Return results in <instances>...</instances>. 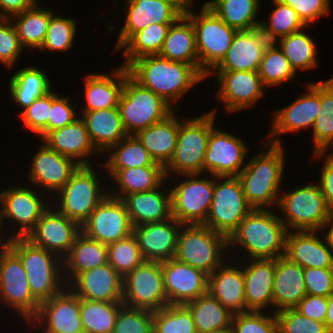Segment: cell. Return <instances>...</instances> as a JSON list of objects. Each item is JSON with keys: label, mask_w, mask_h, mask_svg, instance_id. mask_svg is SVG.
Here are the masks:
<instances>
[{"label": "cell", "mask_w": 333, "mask_h": 333, "mask_svg": "<svg viewBox=\"0 0 333 333\" xmlns=\"http://www.w3.org/2000/svg\"><path fill=\"white\" fill-rule=\"evenodd\" d=\"M67 289L68 286L51 299L42 302L37 314L30 320L45 325L44 333H84L80 298L70 288Z\"/></svg>", "instance_id": "obj_21"}, {"label": "cell", "mask_w": 333, "mask_h": 333, "mask_svg": "<svg viewBox=\"0 0 333 333\" xmlns=\"http://www.w3.org/2000/svg\"><path fill=\"white\" fill-rule=\"evenodd\" d=\"M276 8L270 15V22L262 21L260 29L270 42L278 44V37H284L301 31L307 25L303 22L298 13L289 5L279 0H273Z\"/></svg>", "instance_id": "obj_49"}, {"label": "cell", "mask_w": 333, "mask_h": 333, "mask_svg": "<svg viewBox=\"0 0 333 333\" xmlns=\"http://www.w3.org/2000/svg\"><path fill=\"white\" fill-rule=\"evenodd\" d=\"M125 24L120 30L115 51L136 32L149 24H173L183 14L171 3L162 0H127Z\"/></svg>", "instance_id": "obj_24"}, {"label": "cell", "mask_w": 333, "mask_h": 333, "mask_svg": "<svg viewBox=\"0 0 333 333\" xmlns=\"http://www.w3.org/2000/svg\"><path fill=\"white\" fill-rule=\"evenodd\" d=\"M51 107V91L37 98L29 107L20 112V118L27 129L41 135L48 133V116Z\"/></svg>", "instance_id": "obj_57"}, {"label": "cell", "mask_w": 333, "mask_h": 333, "mask_svg": "<svg viewBox=\"0 0 333 333\" xmlns=\"http://www.w3.org/2000/svg\"><path fill=\"white\" fill-rule=\"evenodd\" d=\"M113 333H153V312L123 305Z\"/></svg>", "instance_id": "obj_54"}, {"label": "cell", "mask_w": 333, "mask_h": 333, "mask_svg": "<svg viewBox=\"0 0 333 333\" xmlns=\"http://www.w3.org/2000/svg\"><path fill=\"white\" fill-rule=\"evenodd\" d=\"M0 299L12 306L28 322L40 303L33 297L20 258L10 249H0Z\"/></svg>", "instance_id": "obj_14"}, {"label": "cell", "mask_w": 333, "mask_h": 333, "mask_svg": "<svg viewBox=\"0 0 333 333\" xmlns=\"http://www.w3.org/2000/svg\"><path fill=\"white\" fill-rule=\"evenodd\" d=\"M215 110L200 117L179 120L178 140L174 154L164 167L169 174H201L211 129L214 127ZM181 121V122H180ZM171 173H170V172Z\"/></svg>", "instance_id": "obj_6"}, {"label": "cell", "mask_w": 333, "mask_h": 333, "mask_svg": "<svg viewBox=\"0 0 333 333\" xmlns=\"http://www.w3.org/2000/svg\"><path fill=\"white\" fill-rule=\"evenodd\" d=\"M278 43L296 72L318 66L315 42L303 30L281 37Z\"/></svg>", "instance_id": "obj_48"}, {"label": "cell", "mask_w": 333, "mask_h": 333, "mask_svg": "<svg viewBox=\"0 0 333 333\" xmlns=\"http://www.w3.org/2000/svg\"><path fill=\"white\" fill-rule=\"evenodd\" d=\"M210 333H234L232 327L221 329V330H216Z\"/></svg>", "instance_id": "obj_69"}, {"label": "cell", "mask_w": 333, "mask_h": 333, "mask_svg": "<svg viewBox=\"0 0 333 333\" xmlns=\"http://www.w3.org/2000/svg\"><path fill=\"white\" fill-rule=\"evenodd\" d=\"M71 98L60 97L51 90V107L48 116V132L73 123L78 115L71 104Z\"/></svg>", "instance_id": "obj_60"}, {"label": "cell", "mask_w": 333, "mask_h": 333, "mask_svg": "<svg viewBox=\"0 0 333 333\" xmlns=\"http://www.w3.org/2000/svg\"><path fill=\"white\" fill-rule=\"evenodd\" d=\"M122 303L152 312L168 305L161 262L144 260L123 277Z\"/></svg>", "instance_id": "obj_12"}, {"label": "cell", "mask_w": 333, "mask_h": 333, "mask_svg": "<svg viewBox=\"0 0 333 333\" xmlns=\"http://www.w3.org/2000/svg\"><path fill=\"white\" fill-rule=\"evenodd\" d=\"M156 189L125 195L121 200L128 211L133 227L160 222L172 217L171 192Z\"/></svg>", "instance_id": "obj_33"}, {"label": "cell", "mask_w": 333, "mask_h": 333, "mask_svg": "<svg viewBox=\"0 0 333 333\" xmlns=\"http://www.w3.org/2000/svg\"><path fill=\"white\" fill-rule=\"evenodd\" d=\"M174 217L133 227L144 260L164 262L174 258L178 234L182 227Z\"/></svg>", "instance_id": "obj_23"}, {"label": "cell", "mask_w": 333, "mask_h": 333, "mask_svg": "<svg viewBox=\"0 0 333 333\" xmlns=\"http://www.w3.org/2000/svg\"><path fill=\"white\" fill-rule=\"evenodd\" d=\"M259 0H211L204 3L228 26L237 31H247L260 27L256 17Z\"/></svg>", "instance_id": "obj_40"}, {"label": "cell", "mask_w": 333, "mask_h": 333, "mask_svg": "<svg viewBox=\"0 0 333 333\" xmlns=\"http://www.w3.org/2000/svg\"><path fill=\"white\" fill-rule=\"evenodd\" d=\"M287 230L270 209H253L229 237L228 247L240 245L251 259H276L285 254Z\"/></svg>", "instance_id": "obj_3"}, {"label": "cell", "mask_w": 333, "mask_h": 333, "mask_svg": "<svg viewBox=\"0 0 333 333\" xmlns=\"http://www.w3.org/2000/svg\"><path fill=\"white\" fill-rule=\"evenodd\" d=\"M328 330L333 333V295L328 297V311L325 318Z\"/></svg>", "instance_id": "obj_66"}, {"label": "cell", "mask_w": 333, "mask_h": 333, "mask_svg": "<svg viewBox=\"0 0 333 333\" xmlns=\"http://www.w3.org/2000/svg\"><path fill=\"white\" fill-rule=\"evenodd\" d=\"M289 5L301 17L306 25H310L322 15L330 12L329 0H279Z\"/></svg>", "instance_id": "obj_61"}, {"label": "cell", "mask_w": 333, "mask_h": 333, "mask_svg": "<svg viewBox=\"0 0 333 333\" xmlns=\"http://www.w3.org/2000/svg\"><path fill=\"white\" fill-rule=\"evenodd\" d=\"M69 284L80 299L122 302L123 278L109 263L79 273Z\"/></svg>", "instance_id": "obj_25"}, {"label": "cell", "mask_w": 333, "mask_h": 333, "mask_svg": "<svg viewBox=\"0 0 333 333\" xmlns=\"http://www.w3.org/2000/svg\"><path fill=\"white\" fill-rule=\"evenodd\" d=\"M330 226L328 233L326 234V239L328 241L329 247L331 251L333 252V214L329 218L328 222L326 223L325 227Z\"/></svg>", "instance_id": "obj_67"}, {"label": "cell", "mask_w": 333, "mask_h": 333, "mask_svg": "<svg viewBox=\"0 0 333 333\" xmlns=\"http://www.w3.org/2000/svg\"><path fill=\"white\" fill-rule=\"evenodd\" d=\"M269 315H265L263 311L234 314L231 327L234 333H278L275 313Z\"/></svg>", "instance_id": "obj_55"}, {"label": "cell", "mask_w": 333, "mask_h": 333, "mask_svg": "<svg viewBox=\"0 0 333 333\" xmlns=\"http://www.w3.org/2000/svg\"><path fill=\"white\" fill-rule=\"evenodd\" d=\"M274 313L277 319L278 333H331L324 322L311 320L294 308Z\"/></svg>", "instance_id": "obj_56"}, {"label": "cell", "mask_w": 333, "mask_h": 333, "mask_svg": "<svg viewBox=\"0 0 333 333\" xmlns=\"http://www.w3.org/2000/svg\"><path fill=\"white\" fill-rule=\"evenodd\" d=\"M270 41L260 27L237 31L225 57L213 69L216 71L258 72L264 51Z\"/></svg>", "instance_id": "obj_26"}, {"label": "cell", "mask_w": 333, "mask_h": 333, "mask_svg": "<svg viewBox=\"0 0 333 333\" xmlns=\"http://www.w3.org/2000/svg\"><path fill=\"white\" fill-rule=\"evenodd\" d=\"M81 119L85 123L91 143L99 153L107 152L111 146L128 136L118 107L82 111Z\"/></svg>", "instance_id": "obj_34"}, {"label": "cell", "mask_w": 333, "mask_h": 333, "mask_svg": "<svg viewBox=\"0 0 333 333\" xmlns=\"http://www.w3.org/2000/svg\"><path fill=\"white\" fill-rule=\"evenodd\" d=\"M171 24H149L147 28L134 33L120 48H124L127 67L132 61L146 55L159 54Z\"/></svg>", "instance_id": "obj_46"}, {"label": "cell", "mask_w": 333, "mask_h": 333, "mask_svg": "<svg viewBox=\"0 0 333 333\" xmlns=\"http://www.w3.org/2000/svg\"><path fill=\"white\" fill-rule=\"evenodd\" d=\"M98 180L92 165H80L70 180L57 192L60 194L59 204L54 208L81 227L109 193L101 190V182Z\"/></svg>", "instance_id": "obj_11"}, {"label": "cell", "mask_w": 333, "mask_h": 333, "mask_svg": "<svg viewBox=\"0 0 333 333\" xmlns=\"http://www.w3.org/2000/svg\"><path fill=\"white\" fill-rule=\"evenodd\" d=\"M208 292L233 315L247 312L245 281L241 267L222 263L208 275Z\"/></svg>", "instance_id": "obj_32"}, {"label": "cell", "mask_w": 333, "mask_h": 333, "mask_svg": "<svg viewBox=\"0 0 333 333\" xmlns=\"http://www.w3.org/2000/svg\"><path fill=\"white\" fill-rule=\"evenodd\" d=\"M80 232L81 227L75 221L49 207L25 238L64 259Z\"/></svg>", "instance_id": "obj_17"}, {"label": "cell", "mask_w": 333, "mask_h": 333, "mask_svg": "<svg viewBox=\"0 0 333 333\" xmlns=\"http://www.w3.org/2000/svg\"><path fill=\"white\" fill-rule=\"evenodd\" d=\"M122 302L80 299V316L84 333H113Z\"/></svg>", "instance_id": "obj_45"}, {"label": "cell", "mask_w": 333, "mask_h": 333, "mask_svg": "<svg viewBox=\"0 0 333 333\" xmlns=\"http://www.w3.org/2000/svg\"><path fill=\"white\" fill-rule=\"evenodd\" d=\"M168 305H185L208 292V274L175 258L161 262Z\"/></svg>", "instance_id": "obj_18"}, {"label": "cell", "mask_w": 333, "mask_h": 333, "mask_svg": "<svg viewBox=\"0 0 333 333\" xmlns=\"http://www.w3.org/2000/svg\"><path fill=\"white\" fill-rule=\"evenodd\" d=\"M37 3L30 9L16 14L10 19L16 20L13 24L16 28L18 38L23 47L40 49L46 38L50 17L53 15L51 9L40 8Z\"/></svg>", "instance_id": "obj_43"}, {"label": "cell", "mask_w": 333, "mask_h": 333, "mask_svg": "<svg viewBox=\"0 0 333 333\" xmlns=\"http://www.w3.org/2000/svg\"><path fill=\"white\" fill-rule=\"evenodd\" d=\"M107 249L108 263L122 278L144 261L133 233L107 245Z\"/></svg>", "instance_id": "obj_52"}, {"label": "cell", "mask_w": 333, "mask_h": 333, "mask_svg": "<svg viewBox=\"0 0 333 333\" xmlns=\"http://www.w3.org/2000/svg\"><path fill=\"white\" fill-rule=\"evenodd\" d=\"M111 149H113V153H110V158L105 164L107 169L163 166L152 159L147 149L135 135H128L118 144L111 146L107 151L112 152Z\"/></svg>", "instance_id": "obj_47"}, {"label": "cell", "mask_w": 333, "mask_h": 333, "mask_svg": "<svg viewBox=\"0 0 333 333\" xmlns=\"http://www.w3.org/2000/svg\"><path fill=\"white\" fill-rule=\"evenodd\" d=\"M41 195L28 187H13L0 192L1 218L10 219L20 227L12 237H26L48 209ZM46 203V204H45Z\"/></svg>", "instance_id": "obj_20"}, {"label": "cell", "mask_w": 333, "mask_h": 333, "mask_svg": "<svg viewBox=\"0 0 333 333\" xmlns=\"http://www.w3.org/2000/svg\"><path fill=\"white\" fill-rule=\"evenodd\" d=\"M306 86L307 93L274 112L273 125L269 132V138H271L268 143L281 145V140L276 138L280 134L313 127L320 111V81Z\"/></svg>", "instance_id": "obj_19"}, {"label": "cell", "mask_w": 333, "mask_h": 333, "mask_svg": "<svg viewBox=\"0 0 333 333\" xmlns=\"http://www.w3.org/2000/svg\"><path fill=\"white\" fill-rule=\"evenodd\" d=\"M2 222H3V219L1 218V213H0V233H1V230H2V227H3V224H2ZM9 239H7L6 241H4L5 243H3L2 241H3V238H0V239H2L1 241H0V245L2 246V250H6V249H8L9 248V245H10V241H11V237H8Z\"/></svg>", "instance_id": "obj_68"}, {"label": "cell", "mask_w": 333, "mask_h": 333, "mask_svg": "<svg viewBox=\"0 0 333 333\" xmlns=\"http://www.w3.org/2000/svg\"><path fill=\"white\" fill-rule=\"evenodd\" d=\"M200 175L182 174L186 181L176 182L169 189L172 217L183 225L203 224L207 218L214 195V180L199 178Z\"/></svg>", "instance_id": "obj_13"}, {"label": "cell", "mask_w": 333, "mask_h": 333, "mask_svg": "<svg viewBox=\"0 0 333 333\" xmlns=\"http://www.w3.org/2000/svg\"><path fill=\"white\" fill-rule=\"evenodd\" d=\"M41 140L50 149L74 159L80 165H91L88 162L89 158L86 160L84 157H88L90 154H100L91 143L81 117L67 126L49 131Z\"/></svg>", "instance_id": "obj_30"}, {"label": "cell", "mask_w": 333, "mask_h": 333, "mask_svg": "<svg viewBox=\"0 0 333 333\" xmlns=\"http://www.w3.org/2000/svg\"><path fill=\"white\" fill-rule=\"evenodd\" d=\"M162 1L173 4L183 15L190 9L189 6H192L194 2V0H162Z\"/></svg>", "instance_id": "obj_65"}, {"label": "cell", "mask_w": 333, "mask_h": 333, "mask_svg": "<svg viewBox=\"0 0 333 333\" xmlns=\"http://www.w3.org/2000/svg\"><path fill=\"white\" fill-rule=\"evenodd\" d=\"M287 231L284 256L302 268H333V252L316 231ZM324 241V242H323Z\"/></svg>", "instance_id": "obj_28"}, {"label": "cell", "mask_w": 333, "mask_h": 333, "mask_svg": "<svg viewBox=\"0 0 333 333\" xmlns=\"http://www.w3.org/2000/svg\"><path fill=\"white\" fill-rule=\"evenodd\" d=\"M304 281L308 295H333V268H305Z\"/></svg>", "instance_id": "obj_59"}, {"label": "cell", "mask_w": 333, "mask_h": 333, "mask_svg": "<svg viewBox=\"0 0 333 333\" xmlns=\"http://www.w3.org/2000/svg\"><path fill=\"white\" fill-rule=\"evenodd\" d=\"M246 146L240 137L213 127L205 152L203 173L206 170L214 178L238 176L245 167L244 159L248 153Z\"/></svg>", "instance_id": "obj_16"}, {"label": "cell", "mask_w": 333, "mask_h": 333, "mask_svg": "<svg viewBox=\"0 0 333 333\" xmlns=\"http://www.w3.org/2000/svg\"><path fill=\"white\" fill-rule=\"evenodd\" d=\"M282 147L266 143L263 151L251 158L237 176L244 196L253 209H269L266 207L278 205V192L285 166Z\"/></svg>", "instance_id": "obj_2"}, {"label": "cell", "mask_w": 333, "mask_h": 333, "mask_svg": "<svg viewBox=\"0 0 333 333\" xmlns=\"http://www.w3.org/2000/svg\"><path fill=\"white\" fill-rule=\"evenodd\" d=\"M193 316L197 333L231 327L233 314L209 292L185 304Z\"/></svg>", "instance_id": "obj_41"}, {"label": "cell", "mask_w": 333, "mask_h": 333, "mask_svg": "<svg viewBox=\"0 0 333 333\" xmlns=\"http://www.w3.org/2000/svg\"><path fill=\"white\" fill-rule=\"evenodd\" d=\"M227 247L224 235L202 224L182 225L174 258L210 275L226 260L222 255Z\"/></svg>", "instance_id": "obj_9"}, {"label": "cell", "mask_w": 333, "mask_h": 333, "mask_svg": "<svg viewBox=\"0 0 333 333\" xmlns=\"http://www.w3.org/2000/svg\"><path fill=\"white\" fill-rule=\"evenodd\" d=\"M318 183L327 205L333 211V157L329 154L323 165Z\"/></svg>", "instance_id": "obj_63"}, {"label": "cell", "mask_w": 333, "mask_h": 333, "mask_svg": "<svg viewBox=\"0 0 333 333\" xmlns=\"http://www.w3.org/2000/svg\"><path fill=\"white\" fill-rule=\"evenodd\" d=\"M128 75L127 67L123 65L113 71L111 75L104 73L87 75L84 82L87 106L81 111L118 107L125 78Z\"/></svg>", "instance_id": "obj_35"}, {"label": "cell", "mask_w": 333, "mask_h": 333, "mask_svg": "<svg viewBox=\"0 0 333 333\" xmlns=\"http://www.w3.org/2000/svg\"><path fill=\"white\" fill-rule=\"evenodd\" d=\"M252 210L237 176L216 177L213 200L202 225L229 239Z\"/></svg>", "instance_id": "obj_10"}, {"label": "cell", "mask_w": 333, "mask_h": 333, "mask_svg": "<svg viewBox=\"0 0 333 333\" xmlns=\"http://www.w3.org/2000/svg\"><path fill=\"white\" fill-rule=\"evenodd\" d=\"M10 18H0V61L11 68L24 50Z\"/></svg>", "instance_id": "obj_58"}, {"label": "cell", "mask_w": 333, "mask_h": 333, "mask_svg": "<svg viewBox=\"0 0 333 333\" xmlns=\"http://www.w3.org/2000/svg\"><path fill=\"white\" fill-rule=\"evenodd\" d=\"M158 55L171 61L193 65L199 70L195 31L185 15L171 24Z\"/></svg>", "instance_id": "obj_37"}, {"label": "cell", "mask_w": 333, "mask_h": 333, "mask_svg": "<svg viewBox=\"0 0 333 333\" xmlns=\"http://www.w3.org/2000/svg\"><path fill=\"white\" fill-rule=\"evenodd\" d=\"M9 248L20 258L33 297L40 304L65 289L62 286L66 287L67 281L60 278L65 271L61 269L63 259L59 256L34 245L25 237H12Z\"/></svg>", "instance_id": "obj_4"}, {"label": "cell", "mask_w": 333, "mask_h": 333, "mask_svg": "<svg viewBox=\"0 0 333 333\" xmlns=\"http://www.w3.org/2000/svg\"><path fill=\"white\" fill-rule=\"evenodd\" d=\"M313 129L314 156L321 158L333 146V77L320 81V111Z\"/></svg>", "instance_id": "obj_44"}, {"label": "cell", "mask_w": 333, "mask_h": 333, "mask_svg": "<svg viewBox=\"0 0 333 333\" xmlns=\"http://www.w3.org/2000/svg\"><path fill=\"white\" fill-rule=\"evenodd\" d=\"M184 15L195 31L199 71L208 77L225 57L237 30L228 26L205 4L199 13H192L190 8Z\"/></svg>", "instance_id": "obj_8"}, {"label": "cell", "mask_w": 333, "mask_h": 333, "mask_svg": "<svg viewBox=\"0 0 333 333\" xmlns=\"http://www.w3.org/2000/svg\"><path fill=\"white\" fill-rule=\"evenodd\" d=\"M294 309L311 320L325 323L328 311V297L307 294Z\"/></svg>", "instance_id": "obj_62"}, {"label": "cell", "mask_w": 333, "mask_h": 333, "mask_svg": "<svg viewBox=\"0 0 333 333\" xmlns=\"http://www.w3.org/2000/svg\"><path fill=\"white\" fill-rule=\"evenodd\" d=\"M87 237L109 245L133 233V225L124 202L107 195L81 226Z\"/></svg>", "instance_id": "obj_15"}, {"label": "cell", "mask_w": 333, "mask_h": 333, "mask_svg": "<svg viewBox=\"0 0 333 333\" xmlns=\"http://www.w3.org/2000/svg\"><path fill=\"white\" fill-rule=\"evenodd\" d=\"M278 208L284 212L281 221L286 230L317 231L325 225L333 214L327 205L318 183L295 188L292 192L279 195ZM291 227V228H290Z\"/></svg>", "instance_id": "obj_7"}, {"label": "cell", "mask_w": 333, "mask_h": 333, "mask_svg": "<svg viewBox=\"0 0 333 333\" xmlns=\"http://www.w3.org/2000/svg\"><path fill=\"white\" fill-rule=\"evenodd\" d=\"M37 150L29 170L30 182L58 192L71 178L80 164L72 158L50 149L44 142Z\"/></svg>", "instance_id": "obj_27"}, {"label": "cell", "mask_w": 333, "mask_h": 333, "mask_svg": "<svg viewBox=\"0 0 333 333\" xmlns=\"http://www.w3.org/2000/svg\"><path fill=\"white\" fill-rule=\"evenodd\" d=\"M247 311L273 307L275 259H252L243 267Z\"/></svg>", "instance_id": "obj_31"}, {"label": "cell", "mask_w": 333, "mask_h": 333, "mask_svg": "<svg viewBox=\"0 0 333 333\" xmlns=\"http://www.w3.org/2000/svg\"><path fill=\"white\" fill-rule=\"evenodd\" d=\"M75 19L54 14L50 17L46 38L40 50L65 51L73 47L76 25Z\"/></svg>", "instance_id": "obj_53"}, {"label": "cell", "mask_w": 333, "mask_h": 333, "mask_svg": "<svg viewBox=\"0 0 333 333\" xmlns=\"http://www.w3.org/2000/svg\"><path fill=\"white\" fill-rule=\"evenodd\" d=\"M118 110L128 135H136L174 112L162 97L140 85L130 75L125 78Z\"/></svg>", "instance_id": "obj_5"}, {"label": "cell", "mask_w": 333, "mask_h": 333, "mask_svg": "<svg viewBox=\"0 0 333 333\" xmlns=\"http://www.w3.org/2000/svg\"><path fill=\"white\" fill-rule=\"evenodd\" d=\"M218 75V76H217ZM217 97L227 112L249 108L264 94V84L254 71H217Z\"/></svg>", "instance_id": "obj_22"}, {"label": "cell", "mask_w": 333, "mask_h": 333, "mask_svg": "<svg viewBox=\"0 0 333 333\" xmlns=\"http://www.w3.org/2000/svg\"><path fill=\"white\" fill-rule=\"evenodd\" d=\"M127 70L140 85L171 105L206 78L195 66L171 61L158 54L137 58L127 66Z\"/></svg>", "instance_id": "obj_1"}, {"label": "cell", "mask_w": 333, "mask_h": 333, "mask_svg": "<svg viewBox=\"0 0 333 333\" xmlns=\"http://www.w3.org/2000/svg\"><path fill=\"white\" fill-rule=\"evenodd\" d=\"M37 0H0V18H11L32 8ZM3 11V12H2Z\"/></svg>", "instance_id": "obj_64"}, {"label": "cell", "mask_w": 333, "mask_h": 333, "mask_svg": "<svg viewBox=\"0 0 333 333\" xmlns=\"http://www.w3.org/2000/svg\"><path fill=\"white\" fill-rule=\"evenodd\" d=\"M116 180L120 191L108 193L111 197L122 199L125 195L146 192L160 187L165 181L164 166H143L127 169H108ZM116 192V193H115ZM121 195V196H120Z\"/></svg>", "instance_id": "obj_39"}, {"label": "cell", "mask_w": 333, "mask_h": 333, "mask_svg": "<svg viewBox=\"0 0 333 333\" xmlns=\"http://www.w3.org/2000/svg\"><path fill=\"white\" fill-rule=\"evenodd\" d=\"M175 111L165 120L139 131L135 136L152 159L164 167L171 160L178 140L179 120Z\"/></svg>", "instance_id": "obj_36"}, {"label": "cell", "mask_w": 333, "mask_h": 333, "mask_svg": "<svg viewBox=\"0 0 333 333\" xmlns=\"http://www.w3.org/2000/svg\"><path fill=\"white\" fill-rule=\"evenodd\" d=\"M51 89L46 73L32 66L18 70L9 81L12 98L24 109L29 107L37 98L50 92Z\"/></svg>", "instance_id": "obj_42"}, {"label": "cell", "mask_w": 333, "mask_h": 333, "mask_svg": "<svg viewBox=\"0 0 333 333\" xmlns=\"http://www.w3.org/2000/svg\"><path fill=\"white\" fill-rule=\"evenodd\" d=\"M307 295L304 268L284 255L275 259L273 307L275 312L295 308Z\"/></svg>", "instance_id": "obj_29"}, {"label": "cell", "mask_w": 333, "mask_h": 333, "mask_svg": "<svg viewBox=\"0 0 333 333\" xmlns=\"http://www.w3.org/2000/svg\"><path fill=\"white\" fill-rule=\"evenodd\" d=\"M106 263H108L107 245L80 232L69 254L63 259V270L67 271L63 278L70 283L79 273ZM66 276L70 277V281Z\"/></svg>", "instance_id": "obj_38"}, {"label": "cell", "mask_w": 333, "mask_h": 333, "mask_svg": "<svg viewBox=\"0 0 333 333\" xmlns=\"http://www.w3.org/2000/svg\"><path fill=\"white\" fill-rule=\"evenodd\" d=\"M153 333H197V330L185 305L169 304L153 312Z\"/></svg>", "instance_id": "obj_51"}, {"label": "cell", "mask_w": 333, "mask_h": 333, "mask_svg": "<svg viewBox=\"0 0 333 333\" xmlns=\"http://www.w3.org/2000/svg\"><path fill=\"white\" fill-rule=\"evenodd\" d=\"M296 73L282 50L277 48L275 42H270L264 51L258 70L264 86H279L286 80H292Z\"/></svg>", "instance_id": "obj_50"}]
</instances>
